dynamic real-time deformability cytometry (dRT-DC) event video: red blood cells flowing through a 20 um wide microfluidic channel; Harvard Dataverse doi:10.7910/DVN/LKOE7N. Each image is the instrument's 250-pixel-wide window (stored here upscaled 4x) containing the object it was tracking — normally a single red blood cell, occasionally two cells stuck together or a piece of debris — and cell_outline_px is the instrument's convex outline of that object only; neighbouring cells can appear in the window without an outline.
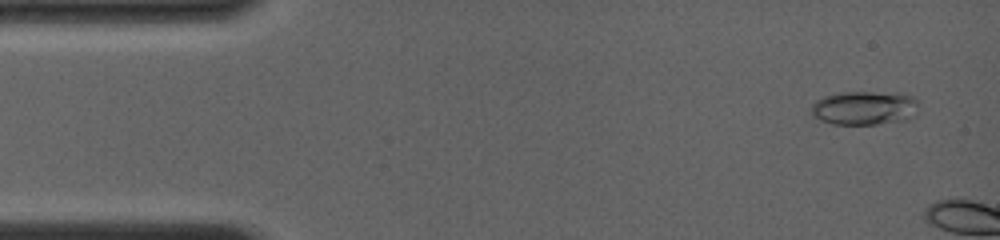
{"species": "common noctule bat (a hibernating species)", "species_latin": "Nyctalus noctula", "temperature_condition": "room temperature", "stored_images_in_passage": 7, "camera_frame_rate_fps": 4000, "um_per_image_px": 0.085, "animal": {"sex": "female", "body_mass_g": 19.0, "forearm_length_mm": 56.7}, "frame": {"image": 1, "passage_image": 4, "time_ms": 0.75, "image_size_px": [1000, 240], "cell_outline_px": [[916, 116], [908, 120], [876, 124], [832, 124], [820, 120], [812, 112], [812, 104], [816, 100], [824, 96], [844, 92], [896, 92], [908, 96], [916, 100]], "centroid_in_image_um": [73.49, 9.18], "position_along_channel_um": 11.5, "area_um2": 21.15}}